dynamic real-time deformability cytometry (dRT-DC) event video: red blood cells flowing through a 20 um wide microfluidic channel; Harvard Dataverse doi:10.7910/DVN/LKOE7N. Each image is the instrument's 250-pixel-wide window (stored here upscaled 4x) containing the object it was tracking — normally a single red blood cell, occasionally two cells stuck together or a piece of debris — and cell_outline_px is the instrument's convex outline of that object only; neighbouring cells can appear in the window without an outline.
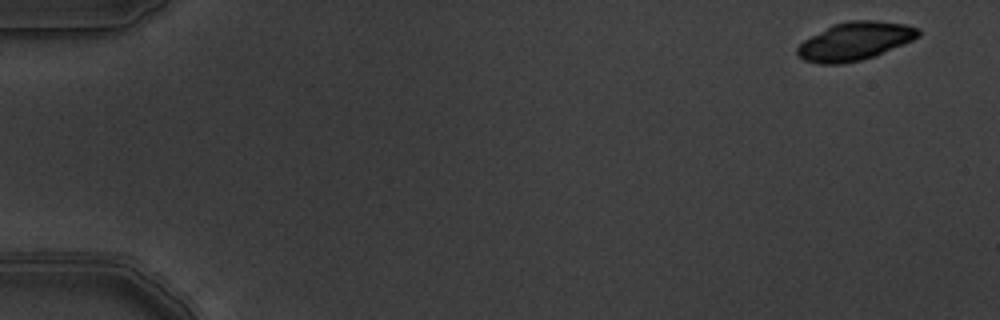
{"species": "common noctule bat (a hibernating species)", "species_latin": "Nyctalus noctula", "temperature_condition": "warm", "stored_images_in_passage": 7, "camera_frame_rate_fps": 3000, "um_per_image_px": 0.085, "animal": {"sex": "male", "body_mass_g": 19.5, "forearm_length_mm": 54.6}, "frame": {"image": 1, "passage_image": 1, "time_ms": 0.0, "image_size_px": [1000, 320], "cell_outline_px": [[920, 36], [904, 44], [876, 56], [860, 60], [840, 64], [820, 64], [804, 60], [796, 56], [796, 48], [804, 40], [832, 24], [848, 20], [876, 20], [904, 24], [920, 28]], "centroid_in_image_um": [72.66, 3.5], "position_along_channel_um": 12.3, "area_um2": 27.11}}
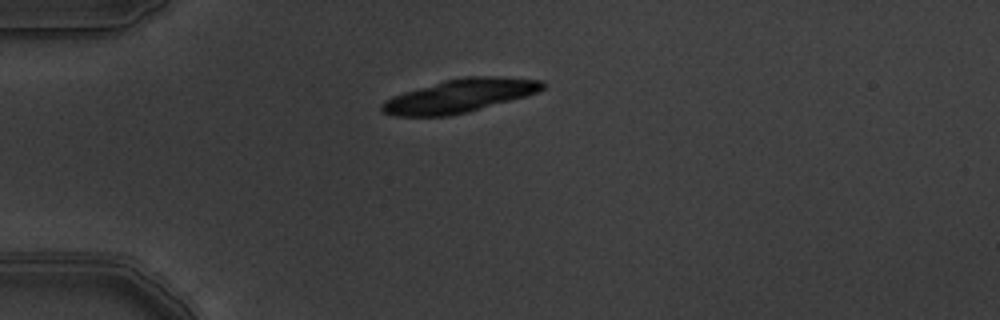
{"frame": {"image": 2, "passage_image": 4, "time_ms": 1.0, "image_size_px": [1000, 320], "cell_outline_px": [[544, 88], [536, 92], [524, 96], [468, 112], [448, 116], [396, 116], [384, 112], [380, 108], [380, 104], [384, 100], [392, 96], [404, 92], [444, 80], [464, 76], [504, 76], [544, 80]], "centroid_in_image_um": [39.06, 8.13], "position_along_channel_um": 45.9, "area_um2": 31.15}}